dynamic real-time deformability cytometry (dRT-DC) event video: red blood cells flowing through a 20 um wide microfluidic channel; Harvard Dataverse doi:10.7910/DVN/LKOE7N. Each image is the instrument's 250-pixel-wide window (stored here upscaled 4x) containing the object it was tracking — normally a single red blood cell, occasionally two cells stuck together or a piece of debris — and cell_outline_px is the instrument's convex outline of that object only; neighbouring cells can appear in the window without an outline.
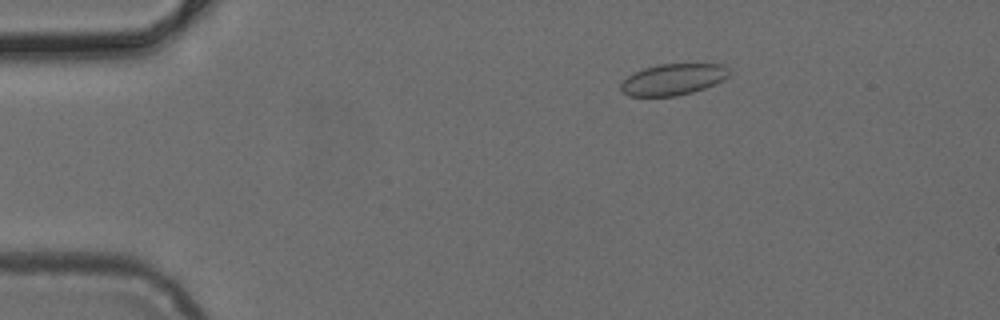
{"species": "common noctule bat (a hibernating species)", "species_latin": "Nyctalus noctula", "temperature_condition": "cold", "stored_images_in_passage": 43, "camera_frame_rate_fps": 3000, "um_per_image_px": 0.085, "animal": {"sex": "female", "body_mass_g": 24.6, "forearm_length_mm": 56.2}, "frame": {"image": 1, "passage_image": 1, "time_ms": 0.0, "image_size_px": [1000, 320], "cell_outline_px": [[728, 76], [724, 80], [716, 84], [692, 92], [676, 96], [628, 96], [620, 88], [620, 84], [628, 76], [644, 68], [660, 64], [724, 64], [728, 68]], "centroid_in_image_um": [57.23, 6.75], "position_along_channel_um": 27.8, "area_um2": 19.65}}
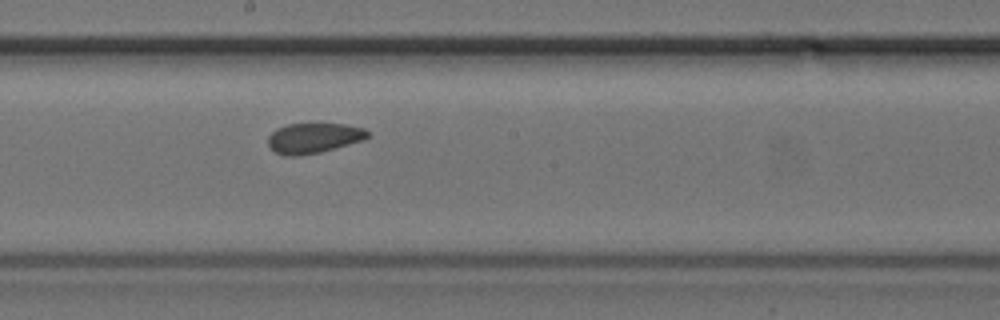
{"frame": {"image": 2, "passage_image": 20, "time_ms": 6.333, "image_size_px": [1000, 320], "cell_outline_px": [[372, 136], [364, 140], [320, 152], [296, 156], [284, 156], [276, 152], [268, 144], [268, 136], [276, 128], [288, 124], [344, 124], [364, 128], [372, 132]], "centroid_in_image_um": [26.71, 11.73], "position_along_channel_um": 221.5, "area_um2": 17.63}}
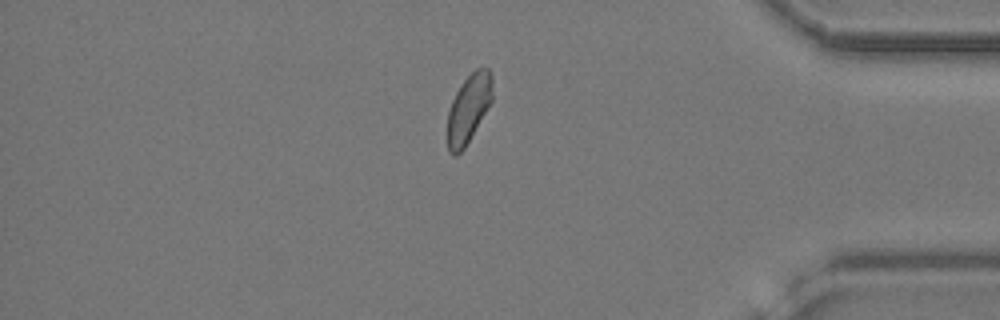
{"frame": {"image": 3, "passage_image": 35, "time_ms": 11.333, "image_size_px": [1000, 320], "cell_outline_px": [[492, 100], [464, 148], [456, 156], [452, 156], [448, 152], [448, 112], [452, 100], [460, 84], [476, 68], [488, 68], [492, 76]], "centroid_in_image_um": [39.82, 9.22], "position_along_channel_um": 395.4, "area_um2": 17.69}}